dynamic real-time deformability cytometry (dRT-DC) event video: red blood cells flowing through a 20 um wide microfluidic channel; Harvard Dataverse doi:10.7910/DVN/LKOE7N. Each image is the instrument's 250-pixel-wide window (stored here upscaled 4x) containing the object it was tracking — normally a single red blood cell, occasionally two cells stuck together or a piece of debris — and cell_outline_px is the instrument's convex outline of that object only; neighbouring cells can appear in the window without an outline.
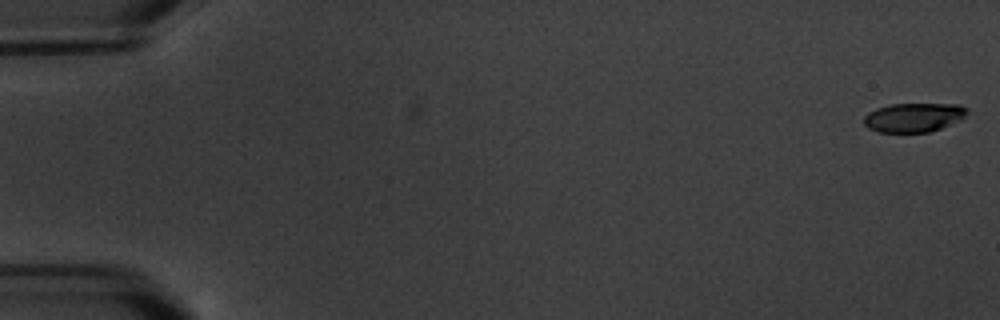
{"species": "common noctule bat (a hibernating species)", "species_latin": "Nyctalus noctula", "temperature_condition": "warm", "stored_images_in_passage": 6, "camera_frame_rate_fps": 3000, "um_per_image_px": 0.085, "animal": {"sex": "male", "body_mass_g": 20.1, "forearm_length_mm": 53.5}, "frame": {"image": 1, "passage_image": 1, "time_ms": 0.0, "image_size_px": [1000, 320], "cell_outline_px": [[968, 112], [960, 120], [940, 128], [928, 132], [876, 132], [868, 128], [864, 124], [864, 116], [868, 112], [876, 108], [888, 104], [960, 104], [968, 108]], "centroid_in_image_um": [77.64, 9.97], "position_along_channel_um": 7.4, "area_um2": 17.57}}
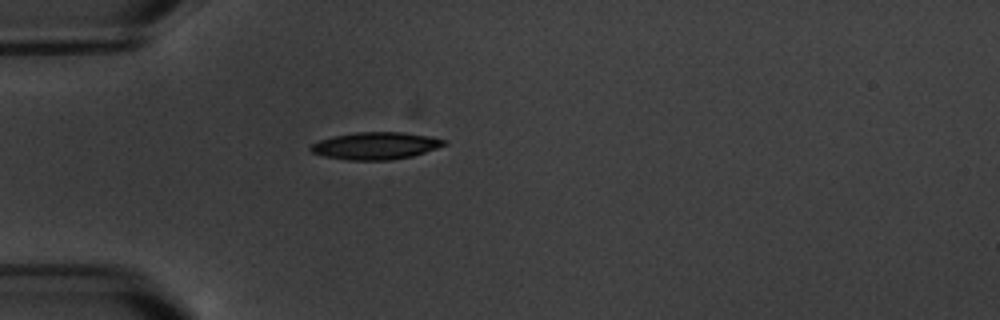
{"frame": {"image": 2, "passage_image": 5, "time_ms": 5.667, "image_size_px": [1000, 320], "cell_outline_px": [[448, 144], [412, 156], [392, 160], [348, 160], [324, 156], [312, 152], [308, 148], [312, 144], [320, 140], [336, 136], [356, 132], [404, 132], [432, 136], [448, 140]], "centroid_in_image_um": [31.98, 12.38], "position_along_channel_um": 53.0, "area_um2": 21.21}}